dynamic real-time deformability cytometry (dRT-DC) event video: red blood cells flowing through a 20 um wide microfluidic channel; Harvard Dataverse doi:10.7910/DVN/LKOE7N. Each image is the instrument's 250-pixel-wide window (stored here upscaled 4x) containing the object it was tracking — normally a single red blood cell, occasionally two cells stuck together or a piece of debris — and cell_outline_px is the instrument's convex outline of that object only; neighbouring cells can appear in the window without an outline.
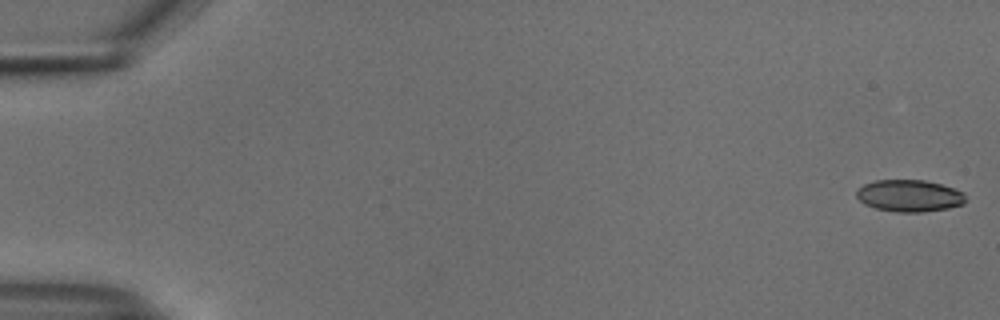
{"species": "common noctule bat (a hibernating species)", "species_latin": "Nyctalus noctula", "temperature_condition": "cold", "stored_images_in_passage": 54, "camera_frame_rate_fps": 3000, "um_per_image_px": 0.085, "animal": {"sex": "male", "body_mass_g": 18.8}, "frame": {"image": 1, "passage_image": 1, "time_ms": 0.0, "image_size_px": [1000, 320], "cell_outline_px": [[968, 200], [964, 204], [948, 208], [920, 212], [896, 212], [876, 208], [864, 204], [856, 196], [856, 192], [864, 184], [876, 180], [924, 180], [940, 184], [964, 192]], "centroid_in_image_um": [77.32, 16.64], "position_along_channel_um": 7.7, "area_um2": 20.29}}
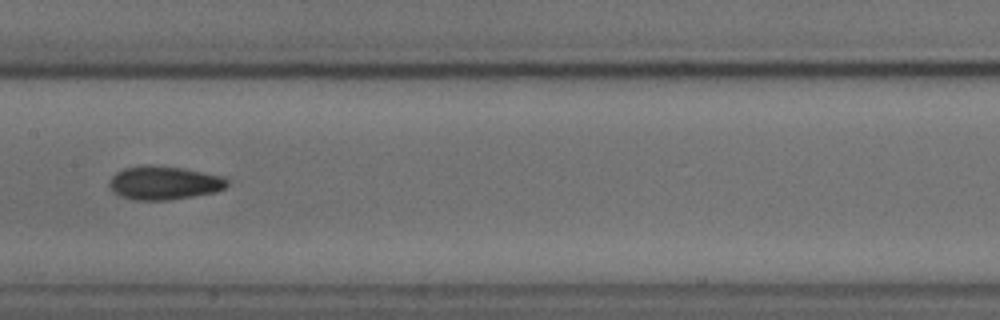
{"frame": {"image": 2, "passage_image": 28, "time_ms": 9.0, "image_size_px": [1000, 320], "cell_outline_px": [[228, 184], [224, 188], [216, 192], [192, 196], [164, 200], [136, 200], [120, 196], [108, 188], [108, 184], [112, 176], [116, 172], [124, 168], [144, 164], [148, 164], [184, 168], [224, 176], [228, 180]], "centroid_in_image_um": [13.93, 15.53], "position_along_channel_um": 193.5, "area_um2": 23.24}}
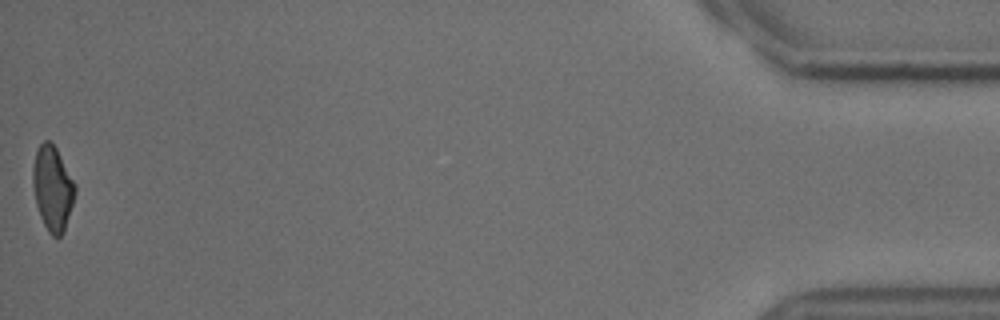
{"frame": {"image": 3, "passage_image": 54, "time_ms": 17.667, "image_size_px": [1000, 320], "cell_outline_px": [[76, 192], [64, 232], [60, 236], [52, 236], [48, 232], [40, 216], [36, 204], [32, 184], [32, 168], [36, 152], [40, 144], [44, 140], [48, 140], [56, 148], [76, 184]], "centroid_in_image_um": [4.47, 16.01], "position_along_channel_um": 430.7, "area_um2": 20.81}, "authors_computed_cell_mechanics": {"area_um2": 21.3571, "velocity_mm_per_s": 3.7781, "shape_relaxation_time_tau1_ms": 8.0839, "shape_relaxation_time_tau2_ms": 3.8642, "deformation_change_tau1": 0.1619, "deformation_change_tau2": 0.0972}}